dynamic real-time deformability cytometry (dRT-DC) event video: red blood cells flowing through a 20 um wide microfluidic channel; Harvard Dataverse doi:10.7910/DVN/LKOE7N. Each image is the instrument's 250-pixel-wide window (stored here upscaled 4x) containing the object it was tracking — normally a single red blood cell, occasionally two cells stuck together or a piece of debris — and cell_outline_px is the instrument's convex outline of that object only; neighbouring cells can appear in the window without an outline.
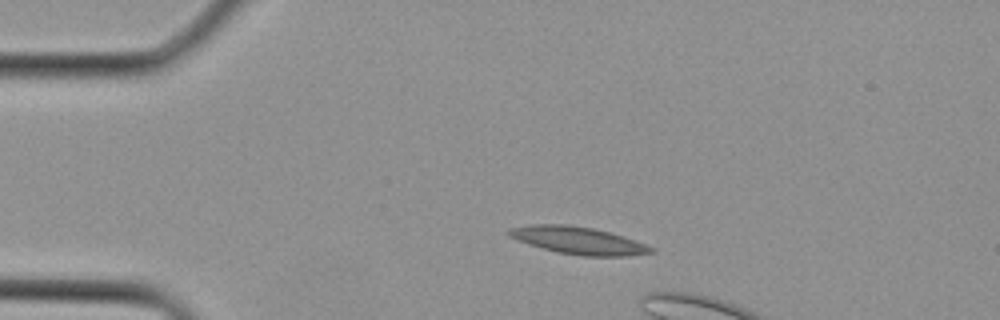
{"species": "Egyptian fruit bat (a non-hibernating species)", "species_latin": "Rousettus aegyptiacus", "temperature_condition": "cold", "stored_images_in_passage": 2, "camera_frame_rate_fps": 3000, "um_per_image_px": 0.085, "animal": {"sex": "female"}, "frame": {"image": 1, "passage_image": 1, "time_ms": 0.0, "image_size_px": [1000, 320], "cell_outline_px": [[656, 252], [628, 256], [580, 256], [556, 252], [508, 236], [504, 232], [508, 228], [532, 224], [564, 224], [592, 228], [608, 232], [656, 248]], "centroid_in_image_um": [49.13, 20.44], "position_along_channel_um": 35.9, "area_um2": 22.43}}